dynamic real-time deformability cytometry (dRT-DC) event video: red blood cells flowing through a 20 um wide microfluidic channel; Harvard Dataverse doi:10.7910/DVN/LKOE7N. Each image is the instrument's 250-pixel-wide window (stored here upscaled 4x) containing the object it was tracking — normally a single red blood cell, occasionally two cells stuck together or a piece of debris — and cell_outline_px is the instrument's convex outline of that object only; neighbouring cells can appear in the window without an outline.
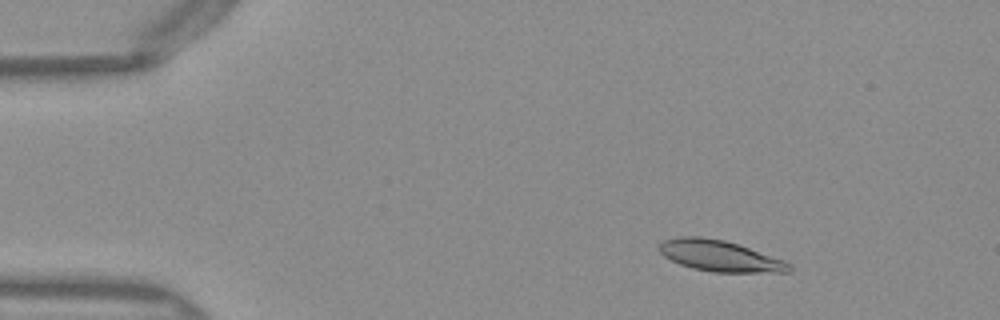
{"species": "Egyptian fruit bat (a non-hibernating species)", "species_latin": "Rousettus aegyptiacus", "temperature_condition": "warm", "stored_images_in_passage": 51, "camera_frame_rate_fps": 3000, "um_per_image_px": 0.085, "frame": {"image": 1, "passage_image": 8, "time_ms": 2.333, "image_size_px": [1000, 320], "cell_outline_px": [[792, 272], [712, 272], [692, 268], [680, 264], [664, 256], [656, 248], [664, 240], [680, 236], [700, 236], [724, 240], [784, 260], [792, 264]], "centroid_in_image_um": [61.17, 21.75], "position_along_channel_um": 23.8, "area_um2": 23.41}}
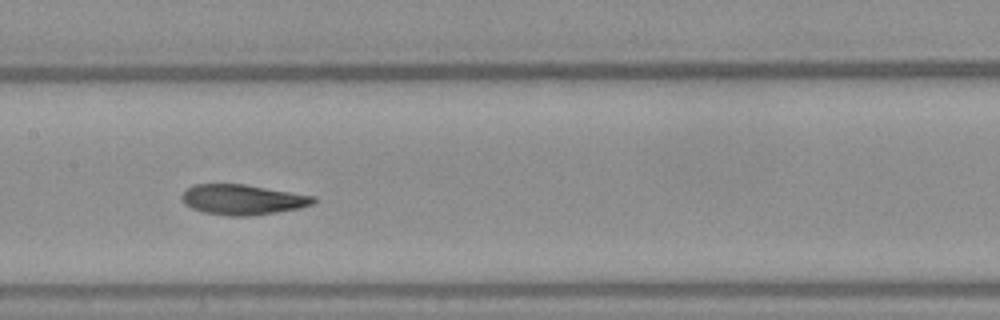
{"frame": {"image": 2, "passage_image": 26, "time_ms": 8.333, "image_size_px": [1000, 320], "cell_outline_px": [[316, 200], [312, 204], [300, 208], [252, 216], [232, 216], [204, 212], [192, 208], [184, 204], [180, 196], [188, 188], [196, 184], [244, 184], [316, 196]], "centroid_in_image_um": [20.63, 16.96], "position_along_channel_um": 186.8, "area_um2": 23.12}}
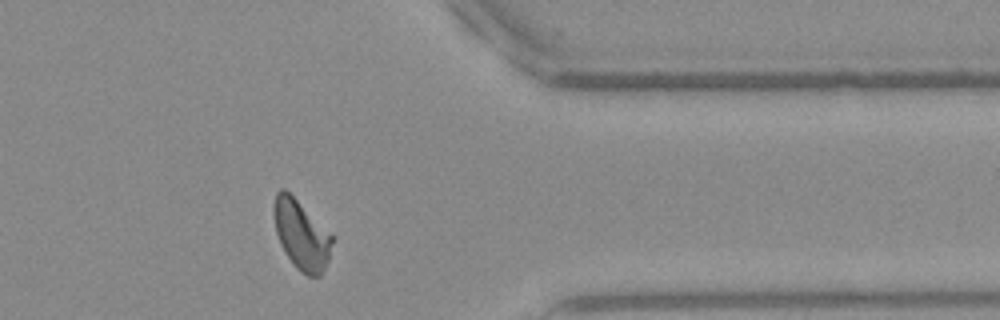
{"frame": {"image": 3, "passage_image": 42, "time_ms": 13.667, "image_size_px": [1000, 320], "cell_outline_px": [[332, 240], [328, 260], [320, 276], [308, 276], [300, 272], [292, 264], [284, 252], [280, 244], [276, 232], [272, 212], [272, 208], [276, 192], [280, 188], [284, 188], [332, 236]], "centroid_in_image_um": [25.55, 19.98], "position_along_channel_um": 385.8, "area_um2": 23.12}, "authors_computed_cell_mechanics": {"area_um2": 23.2934, "velocity_mm_per_s": 4.0027, "shape_relaxation_time_tau1_ms": 8.005, "shape_relaxation_time_tau2_ms": 2.6086, "deformation_change_tau1": 0.2209, "deformation_change_tau2": 0.0855}}